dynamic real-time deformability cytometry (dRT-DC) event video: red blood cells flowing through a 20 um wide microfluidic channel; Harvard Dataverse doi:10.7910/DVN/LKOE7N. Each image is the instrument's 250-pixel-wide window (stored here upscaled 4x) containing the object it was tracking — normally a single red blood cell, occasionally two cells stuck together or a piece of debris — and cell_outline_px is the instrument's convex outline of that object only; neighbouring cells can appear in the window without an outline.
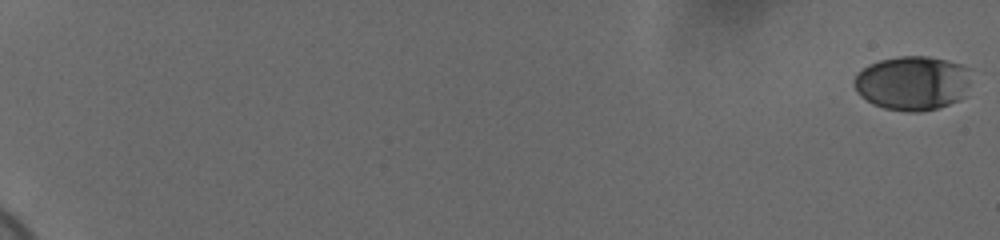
{"species": "human", "species_latin": "Homo sapiens", "temperature_condition": "cold", "stored_images_in_passage": 60, "camera_frame_rate_fps": 3000, "um_per_image_px": 0.085, "donor": {"sex": "female"}, "frame": {"image": 1, "passage_image": 1, "time_ms": 0.0, "image_size_px": [1000, 240], "cell_outline_px": [[972, 68], [968, 84], [964, 96], [960, 100], [936, 108], [920, 112], [908, 112], [884, 108], [872, 104], [860, 96], [856, 92], [852, 84], [852, 80], [856, 72], [868, 64], [880, 60], [900, 56], [928, 56], [948, 60]], "centroid_in_image_um": [77.53, 7.05], "position_along_channel_um": 7.5, "area_um2": 37.63}}
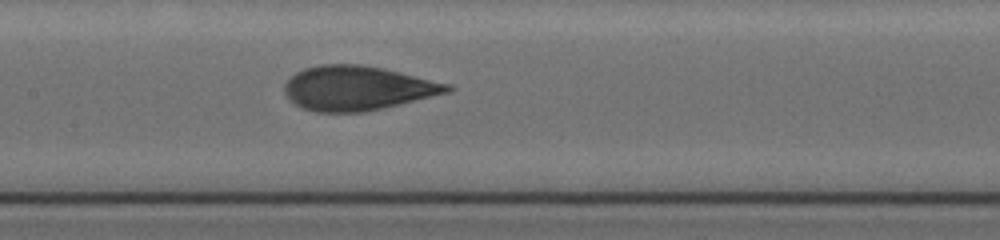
{"frame": {"image": 2, "passage_image": 34, "time_ms": 11.0, "image_size_px": [1000, 240], "cell_outline_px": [[456, 88], [448, 92], [384, 108], [364, 112], [316, 112], [300, 108], [284, 92], [284, 84], [296, 72], [304, 68], [320, 64], [360, 64], [384, 68], [452, 84]], "centroid_in_image_um": [30.4, 7.49], "position_along_channel_um": 177.0, "area_um2": 42.25}}
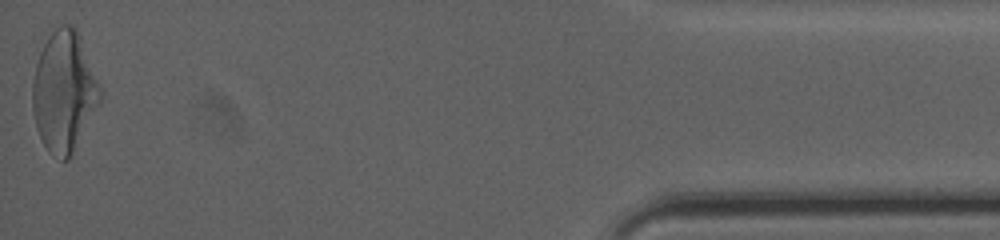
{"frame": {"image": 3, "passage_image": 60, "time_ms": 19.667, "image_size_px": [1000, 240], "cell_outline_px": [[104, 96], [68, 160], [64, 160], [48, 152], [36, 128], [32, 108], [32, 84], [36, 64], [40, 52], [48, 36], [60, 24], [72, 24], [76, 28]], "centroid_in_image_um": [5.44, 7.78], "position_along_channel_um": 429.8, "area_um2": 47.16}, "authors_computed_cell_mechanics": {"area_um2": 41.2981, "velocity_mm_per_s": 3.6991, "shape_relaxation_time_tau1_ms": 4.2645, "shape_relaxation_time_tau2_ms": 0.8626, "deformation_change_tau1": 0.1708, "deformation_change_tau2": 0.0768}}